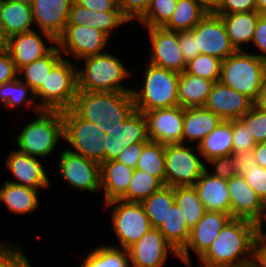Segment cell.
<instances>
[{"label":"cell","mask_w":266,"mask_h":267,"mask_svg":"<svg viewBox=\"0 0 266 267\" xmlns=\"http://www.w3.org/2000/svg\"><path fill=\"white\" fill-rule=\"evenodd\" d=\"M263 229L256 223L232 218L220 231L196 267H241L252 264L253 249Z\"/></svg>","instance_id":"1"},{"label":"cell","mask_w":266,"mask_h":267,"mask_svg":"<svg viewBox=\"0 0 266 267\" xmlns=\"http://www.w3.org/2000/svg\"><path fill=\"white\" fill-rule=\"evenodd\" d=\"M72 109L112 137L119 125L135 111V104L132 92L78 91Z\"/></svg>","instance_id":"2"},{"label":"cell","mask_w":266,"mask_h":267,"mask_svg":"<svg viewBox=\"0 0 266 267\" xmlns=\"http://www.w3.org/2000/svg\"><path fill=\"white\" fill-rule=\"evenodd\" d=\"M109 51L76 62L82 64L77 66L78 91L132 92L131 87L124 85L127 79L134 77L132 70L120 56Z\"/></svg>","instance_id":"3"},{"label":"cell","mask_w":266,"mask_h":267,"mask_svg":"<svg viewBox=\"0 0 266 267\" xmlns=\"http://www.w3.org/2000/svg\"><path fill=\"white\" fill-rule=\"evenodd\" d=\"M34 116L13 137L16 143L13 145L24 154L45 159L55 153L59 149L58 145L64 141L62 111L42 109L34 113Z\"/></svg>","instance_id":"4"},{"label":"cell","mask_w":266,"mask_h":267,"mask_svg":"<svg viewBox=\"0 0 266 267\" xmlns=\"http://www.w3.org/2000/svg\"><path fill=\"white\" fill-rule=\"evenodd\" d=\"M141 66L140 87L132 88L135 110L141 113L178 105V80L180 73L146 62Z\"/></svg>","instance_id":"5"},{"label":"cell","mask_w":266,"mask_h":267,"mask_svg":"<svg viewBox=\"0 0 266 267\" xmlns=\"http://www.w3.org/2000/svg\"><path fill=\"white\" fill-rule=\"evenodd\" d=\"M266 62L247 50H238L222 61L220 81L255 104L262 99Z\"/></svg>","instance_id":"6"},{"label":"cell","mask_w":266,"mask_h":267,"mask_svg":"<svg viewBox=\"0 0 266 267\" xmlns=\"http://www.w3.org/2000/svg\"><path fill=\"white\" fill-rule=\"evenodd\" d=\"M70 60L62 57L34 92L41 109L62 111L72 108L78 92V65Z\"/></svg>","instance_id":"7"},{"label":"cell","mask_w":266,"mask_h":267,"mask_svg":"<svg viewBox=\"0 0 266 267\" xmlns=\"http://www.w3.org/2000/svg\"><path fill=\"white\" fill-rule=\"evenodd\" d=\"M62 115L64 141L68 143L66 148L99 164L104 162L106 145L104 130L98 124L82 119L72 108L62 110Z\"/></svg>","instance_id":"8"},{"label":"cell","mask_w":266,"mask_h":267,"mask_svg":"<svg viewBox=\"0 0 266 267\" xmlns=\"http://www.w3.org/2000/svg\"><path fill=\"white\" fill-rule=\"evenodd\" d=\"M102 208L111 210V229L118 239L117 245H109L127 250L152 228L142 203L117 199L103 204Z\"/></svg>","instance_id":"9"},{"label":"cell","mask_w":266,"mask_h":267,"mask_svg":"<svg viewBox=\"0 0 266 267\" xmlns=\"http://www.w3.org/2000/svg\"><path fill=\"white\" fill-rule=\"evenodd\" d=\"M196 150V151H195ZM165 186H194L205 171L198 147L185 143L165 145Z\"/></svg>","instance_id":"10"},{"label":"cell","mask_w":266,"mask_h":267,"mask_svg":"<svg viewBox=\"0 0 266 267\" xmlns=\"http://www.w3.org/2000/svg\"><path fill=\"white\" fill-rule=\"evenodd\" d=\"M111 39L102 31L86 25H66L63 33L56 39L64 58L69 56L74 62L108 51ZM107 48V49H106ZM67 54V55H66Z\"/></svg>","instance_id":"11"},{"label":"cell","mask_w":266,"mask_h":267,"mask_svg":"<svg viewBox=\"0 0 266 267\" xmlns=\"http://www.w3.org/2000/svg\"><path fill=\"white\" fill-rule=\"evenodd\" d=\"M56 167L60 177L79 192L101 193L100 164L80 154L64 148L60 153Z\"/></svg>","instance_id":"12"},{"label":"cell","mask_w":266,"mask_h":267,"mask_svg":"<svg viewBox=\"0 0 266 267\" xmlns=\"http://www.w3.org/2000/svg\"><path fill=\"white\" fill-rule=\"evenodd\" d=\"M147 30L150 48L149 59L155 66L182 73L187 63L181 53L179 35L176 31H169L163 27L143 28Z\"/></svg>","instance_id":"13"},{"label":"cell","mask_w":266,"mask_h":267,"mask_svg":"<svg viewBox=\"0 0 266 267\" xmlns=\"http://www.w3.org/2000/svg\"><path fill=\"white\" fill-rule=\"evenodd\" d=\"M192 31L197 38L200 54H207L223 61L237 51L218 13H205Z\"/></svg>","instance_id":"14"},{"label":"cell","mask_w":266,"mask_h":267,"mask_svg":"<svg viewBox=\"0 0 266 267\" xmlns=\"http://www.w3.org/2000/svg\"><path fill=\"white\" fill-rule=\"evenodd\" d=\"M230 197L231 216L256 223L263 230L266 225V204L248 185L243 176H233L227 180Z\"/></svg>","instance_id":"15"},{"label":"cell","mask_w":266,"mask_h":267,"mask_svg":"<svg viewBox=\"0 0 266 267\" xmlns=\"http://www.w3.org/2000/svg\"><path fill=\"white\" fill-rule=\"evenodd\" d=\"M232 219L224 212L206 211L203 217L190 230L188 243L179 252V259L186 267L193 266L190 251L199 259L211 246L220 231Z\"/></svg>","instance_id":"16"},{"label":"cell","mask_w":266,"mask_h":267,"mask_svg":"<svg viewBox=\"0 0 266 267\" xmlns=\"http://www.w3.org/2000/svg\"><path fill=\"white\" fill-rule=\"evenodd\" d=\"M127 250L131 267H166L169 256L179 259V252L157 228H151Z\"/></svg>","instance_id":"17"},{"label":"cell","mask_w":266,"mask_h":267,"mask_svg":"<svg viewBox=\"0 0 266 267\" xmlns=\"http://www.w3.org/2000/svg\"><path fill=\"white\" fill-rule=\"evenodd\" d=\"M7 155L4 164L9 171L8 175L10 173L14 180L11 178L6 181L40 191L52 186L53 182L50 181L42 159L24 154L16 148L10 149Z\"/></svg>","instance_id":"18"},{"label":"cell","mask_w":266,"mask_h":267,"mask_svg":"<svg viewBox=\"0 0 266 267\" xmlns=\"http://www.w3.org/2000/svg\"><path fill=\"white\" fill-rule=\"evenodd\" d=\"M56 44L57 41L51 34L34 29L10 36L6 50L19 70L47 55Z\"/></svg>","instance_id":"19"},{"label":"cell","mask_w":266,"mask_h":267,"mask_svg":"<svg viewBox=\"0 0 266 267\" xmlns=\"http://www.w3.org/2000/svg\"><path fill=\"white\" fill-rule=\"evenodd\" d=\"M149 141L164 145L182 143L183 108L174 106L144 112Z\"/></svg>","instance_id":"20"},{"label":"cell","mask_w":266,"mask_h":267,"mask_svg":"<svg viewBox=\"0 0 266 267\" xmlns=\"http://www.w3.org/2000/svg\"><path fill=\"white\" fill-rule=\"evenodd\" d=\"M254 104L247 96L221 81H216L204 107L217 114L222 120H234L242 118Z\"/></svg>","instance_id":"21"},{"label":"cell","mask_w":266,"mask_h":267,"mask_svg":"<svg viewBox=\"0 0 266 267\" xmlns=\"http://www.w3.org/2000/svg\"><path fill=\"white\" fill-rule=\"evenodd\" d=\"M73 0H32V17L35 29L57 39L64 31Z\"/></svg>","instance_id":"22"},{"label":"cell","mask_w":266,"mask_h":267,"mask_svg":"<svg viewBox=\"0 0 266 267\" xmlns=\"http://www.w3.org/2000/svg\"><path fill=\"white\" fill-rule=\"evenodd\" d=\"M129 23L131 24L122 11L99 12L72 2L67 25H90L112 39V36L117 32L115 31L117 28L126 26Z\"/></svg>","instance_id":"23"},{"label":"cell","mask_w":266,"mask_h":267,"mask_svg":"<svg viewBox=\"0 0 266 267\" xmlns=\"http://www.w3.org/2000/svg\"><path fill=\"white\" fill-rule=\"evenodd\" d=\"M221 121L217 114L204 106L183 108L182 143L197 146Z\"/></svg>","instance_id":"24"},{"label":"cell","mask_w":266,"mask_h":267,"mask_svg":"<svg viewBox=\"0 0 266 267\" xmlns=\"http://www.w3.org/2000/svg\"><path fill=\"white\" fill-rule=\"evenodd\" d=\"M194 187L206 211L224 212L231 215L226 179L212 176L205 170L196 181Z\"/></svg>","instance_id":"25"},{"label":"cell","mask_w":266,"mask_h":267,"mask_svg":"<svg viewBox=\"0 0 266 267\" xmlns=\"http://www.w3.org/2000/svg\"><path fill=\"white\" fill-rule=\"evenodd\" d=\"M134 169L115 160L100 164L103 204L121 199L128 190Z\"/></svg>","instance_id":"26"},{"label":"cell","mask_w":266,"mask_h":267,"mask_svg":"<svg viewBox=\"0 0 266 267\" xmlns=\"http://www.w3.org/2000/svg\"><path fill=\"white\" fill-rule=\"evenodd\" d=\"M259 15L257 11L220 14L227 35L237 51L250 50Z\"/></svg>","instance_id":"27"},{"label":"cell","mask_w":266,"mask_h":267,"mask_svg":"<svg viewBox=\"0 0 266 267\" xmlns=\"http://www.w3.org/2000/svg\"><path fill=\"white\" fill-rule=\"evenodd\" d=\"M0 185V202L15 215L32 214L41 206L39 190L20 186L8 181Z\"/></svg>","instance_id":"28"},{"label":"cell","mask_w":266,"mask_h":267,"mask_svg":"<svg viewBox=\"0 0 266 267\" xmlns=\"http://www.w3.org/2000/svg\"><path fill=\"white\" fill-rule=\"evenodd\" d=\"M0 107L9 110L8 113L22 108L28 112L31 107L33 113L42 110L37 104L34 91L19 78L0 85Z\"/></svg>","instance_id":"29"},{"label":"cell","mask_w":266,"mask_h":267,"mask_svg":"<svg viewBox=\"0 0 266 267\" xmlns=\"http://www.w3.org/2000/svg\"><path fill=\"white\" fill-rule=\"evenodd\" d=\"M214 83L212 80L183 71L178 80V106L182 108L203 107Z\"/></svg>","instance_id":"30"},{"label":"cell","mask_w":266,"mask_h":267,"mask_svg":"<svg viewBox=\"0 0 266 267\" xmlns=\"http://www.w3.org/2000/svg\"><path fill=\"white\" fill-rule=\"evenodd\" d=\"M233 120H222L198 145L204 162L232 154Z\"/></svg>","instance_id":"31"},{"label":"cell","mask_w":266,"mask_h":267,"mask_svg":"<svg viewBox=\"0 0 266 267\" xmlns=\"http://www.w3.org/2000/svg\"><path fill=\"white\" fill-rule=\"evenodd\" d=\"M0 14L9 36L35 29L32 8L29 3L1 0Z\"/></svg>","instance_id":"32"},{"label":"cell","mask_w":266,"mask_h":267,"mask_svg":"<svg viewBox=\"0 0 266 267\" xmlns=\"http://www.w3.org/2000/svg\"><path fill=\"white\" fill-rule=\"evenodd\" d=\"M82 258L79 267H131L128 250L108 243L92 247Z\"/></svg>","instance_id":"33"},{"label":"cell","mask_w":266,"mask_h":267,"mask_svg":"<svg viewBox=\"0 0 266 267\" xmlns=\"http://www.w3.org/2000/svg\"><path fill=\"white\" fill-rule=\"evenodd\" d=\"M63 57L56 45L47 55L21 67L18 78L26 83L34 92L45 82L52 67Z\"/></svg>","instance_id":"34"},{"label":"cell","mask_w":266,"mask_h":267,"mask_svg":"<svg viewBox=\"0 0 266 267\" xmlns=\"http://www.w3.org/2000/svg\"><path fill=\"white\" fill-rule=\"evenodd\" d=\"M158 229L178 252L188 243L191 229L187 226L183 213L176 203L172 205Z\"/></svg>","instance_id":"35"},{"label":"cell","mask_w":266,"mask_h":267,"mask_svg":"<svg viewBox=\"0 0 266 267\" xmlns=\"http://www.w3.org/2000/svg\"><path fill=\"white\" fill-rule=\"evenodd\" d=\"M174 203V187L165 185L142 202L152 228L162 225Z\"/></svg>","instance_id":"36"},{"label":"cell","mask_w":266,"mask_h":267,"mask_svg":"<svg viewBox=\"0 0 266 267\" xmlns=\"http://www.w3.org/2000/svg\"><path fill=\"white\" fill-rule=\"evenodd\" d=\"M205 13L195 0H178L173 15L163 28L176 32L192 30Z\"/></svg>","instance_id":"37"},{"label":"cell","mask_w":266,"mask_h":267,"mask_svg":"<svg viewBox=\"0 0 266 267\" xmlns=\"http://www.w3.org/2000/svg\"><path fill=\"white\" fill-rule=\"evenodd\" d=\"M175 203L183 213L187 226L192 229L203 217L206 209L194 186L174 187Z\"/></svg>","instance_id":"38"},{"label":"cell","mask_w":266,"mask_h":267,"mask_svg":"<svg viewBox=\"0 0 266 267\" xmlns=\"http://www.w3.org/2000/svg\"><path fill=\"white\" fill-rule=\"evenodd\" d=\"M164 163L165 145L154 141H148L143 145L142 153L135 169L145 171L165 185Z\"/></svg>","instance_id":"39"},{"label":"cell","mask_w":266,"mask_h":267,"mask_svg":"<svg viewBox=\"0 0 266 267\" xmlns=\"http://www.w3.org/2000/svg\"><path fill=\"white\" fill-rule=\"evenodd\" d=\"M115 140L122 146L128 147L131 144L148 142L147 120L144 113L134 111L113 134Z\"/></svg>","instance_id":"40"},{"label":"cell","mask_w":266,"mask_h":267,"mask_svg":"<svg viewBox=\"0 0 266 267\" xmlns=\"http://www.w3.org/2000/svg\"><path fill=\"white\" fill-rule=\"evenodd\" d=\"M164 186L157 178L142 170L134 169L127 193L121 200L142 203Z\"/></svg>","instance_id":"41"},{"label":"cell","mask_w":266,"mask_h":267,"mask_svg":"<svg viewBox=\"0 0 266 267\" xmlns=\"http://www.w3.org/2000/svg\"><path fill=\"white\" fill-rule=\"evenodd\" d=\"M178 0H151L144 15L137 21L142 28L163 27L176 9Z\"/></svg>","instance_id":"42"},{"label":"cell","mask_w":266,"mask_h":267,"mask_svg":"<svg viewBox=\"0 0 266 267\" xmlns=\"http://www.w3.org/2000/svg\"><path fill=\"white\" fill-rule=\"evenodd\" d=\"M222 60L207 54H198L187 63L186 72L203 79L220 81Z\"/></svg>","instance_id":"43"},{"label":"cell","mask_w":266,"mask_h":267,"mask_svg":"<svg viewBox=\"0 0 266 267\" xmlns=\"http://www.w3.org/2000/svg\"><path fill=\"white\" fill-rule=\"evenodd\" d=\"M240 120L252 134L256 144L266 141V109L258 103L254 104Z\"/></svg>","instance_id":"44"},{"label":"cell","mask_w":266,"mask_h":267,"mask_svg":"<svg viewBox=\"0 0 266 267\" xmlns=\"http://www.w3.org/2000/svg\"><path fill=\"white\" fill-rule=\"evenodd\" d=\"M205 170L212 176L226 180L231 179L237 175L234 165V155L229 154L210 159L206 162Z\"/></svg>","instance_id":"45"},{"label":"cell","mask_w":266,"mask_h":267,"mask_svg":"<svg viewBox=\"0 0 266 267\" xmlns=\"http://www.w3.org/2000/svg\"><path fill=\"white\" fill-rule=\"evenodd\" d=\"M233 144L232 154H237L243 150L255 148L256 142L248 132L247 127L240 119L233 120Z\"/></svg>","instance_id":"46"},{"label":"cell","mask_w":266,"mask_h":267,"mask_svg":"<svg viewBox=\"0 0 266 267\" xmlns=\"http://www.w3.org/2000/svg\"><path fill=\"white\" fill-rule=\"evenodd\" d=\"M243 177L266 204V169L259 165H253V167L246 170V174Z\"/></svg>","instance_id":"47"},{"label":"cell","mask_w":266,"mask_h":267,"mask_svg":"<svg viewBox=\"0 0 266 267\" xmlns=\"http://www.w3.org/2000/svg\"><path fill=\"white\" fill-rule=\"evenodd\" d=\"M151 0H118L117 5L131 22H137L146 12Z\"/></svg>","instance_id":"48"},{"label":"cell","mask_w":266,"mask_h":267,"mask_svg":"<svg viewBox=\"0 0 266 267\" xmlns=\"http://www.w3.org/2000/svg\"><path fill=\"white\" fill-rule=\"evenodd\" d=\"M249 52L266 62V15H259ZM254 48V50H253ZM256 49V51H255Z\"/></svg>","instance_id":"49"},{"label":"cell","mask_w":266,"mask_h":267,"mask_svg":"<svg viewBox=\"0 0 266 267\" xmlns=\"http://www.w3.org/2000/svg\"><path fill=\"white\" fill-rule=\"evenodd\" d=\"M178 35L181 53L183 54L186 63H188L200 54L197 38L192 30L179 31Z\"/></svg>","instance_id":"50"},{"label":"cell","mask_w":266,"mask_h":267,"mask_svg":"<svg viewBox=\"0 0 266 267\" xmlns=\"http://www.w3.org/2000/svg\"><path fill=\"white\" fill-rule=\"evenodd\" d=\"M18 78V70L9 52L3 49L0 52V85Z\"/></svg>","instance_id":"51"},{"label":"cell","mask_w":266,"mask_h":267,"mask_svg":"<svg viewBox=\"0 0 266 267\" xmlns=\"http://www.w3.org/2000/svg\"><path fill=\"white\" fill-rule=\"evenodd\" d=\"M257 0H224L218 14L256 11Z\"/></svg>","instance_id":"52"},{"label":"cell","mask_w":266,"mask_h":267,"mask_svg":"<svg viewBox=\"0 0 266 267\" xmlns=\"http://www.w3.org/2000/svg\"><path fill=\"white\" fill-rule=\"evenodd\" d=\"M145 143L146 142H140L125 147V149L121 152V154L118 155L115 161L122 163L132 169H135L138 159L142 153L143 145Z\"/></svg>","instance_id":"53"},{"label":"cell","mask_w":266,"mask_h":267,"mask_svg":"<svg viewBox=\"0 0 266 267\" xmlns=\"http://www.w3.org/2000/svg\"><path fill=\"white\" fill-rule=\"evenodd\" d=\"M233 155L236 173L239 176H244L247 169L257 165V161L254 158V148L246 149Z\"/></svg>","instance_id":"54"},{"label":"cell","mask_w":266,"mask_h":267,"mask_svg":"<svg viewBox=\"0 0 266 267\" xmlns=\"http://www.w3.org/2000/svg\"><path fill=\"white\" fill-rule=\"evenodd\" d=\"M77 5L94 11H121L116 0H73Z\"/></svg>","instance_id":"55"},{"label":"cell","mask_w":266,"mask_h":267,"mask_svg":"<svg viewBox=\"0 0 266 267\" xmlns=\"http://www.w3.org/2000/svg\"><path fill=\"white\" fill-rule=\"evenodd\" d=\"M252 266L266 267V234L264 232H262L255 241Z\"/></svg>","instance_id":"56"},{"label":"cell","mask_w":266,"mask_h":267,"mask_svg":"<svg viewBox=\"0 0 266 267\" xmlns=\"http://www.w3.org/2000/svg\"><path fill=\"white\" fill-rule=\"evenodd\" d=\"M23 247L7 239L0 241V267H4Z\"/></svg>","instance_id":"57"},{"label":"cell","mask_w":266,"mask_h":267,"mask_svg":"<svg viewBox=\"0 0 266 267\" xmlns=\"http://www.w3.org/2000/svg\"><path fill=\"white\" fill-rule=\"evenodd\" d=\"M115 136L112 137L105 134L106 145H105V161L116 160L119 154L125 149L119 142L115 140Z\"/></svg>","instance_id":"58"},{"label":"cell","mask_w":266,"mask_h":267,"mask_svg":"<svg viewBox=\"0 0 266 267\" xmlns=\"http://www.w3.org/2000/svg\"><path fill=\"white\" fill-rule=\"evenodd\" d=\"M22 248L4 267H33Z\"/></svg>","instance_id":"59"},{"label":"cell","mask_w":266,"mask_h":267,"mask_svg":"<svg viewBox=\"0 0 266 267\" xmlns=\"http://www.w3.org/2000/svg\"><path fill=\"white\" fill-rule=\"evenodd\" d=\"M200 7L207 13H217L224 0H195Z\"/></svg>","instance_id":"60"},{"label":"cell","mask_w":266,"mask_h":267,"mask_svg":"<svg viewBox=\"0 0 266 267\" xmlns=\"http://www.w3.org/2000/svg\"><path fill=\"white\" fill-rule=\"evenodd\" d=\"M254 158L257 161V165L266 169V141L256 144Z\"/></svg>","instance_id":"61"},{"label":"cell","mask_w":266,"mask_h":267,"mask_svg":"<svg viewBox=\"0 0 266 267\" xmlns=\"http://www.w3.org/2000/svg\"><path fill=\"white\" fill-rule=\"evenodd\" d=\"M0 11H1V0H0ZM10 36L7 33L4 22L2 21L0 14V47L2 49H6L9 43Z\"/></svg>","instance_id":"62"},{"label":"cell","mask_w":266,"mask_h":267,"mask_svg":"<svg viewBox=\"0 0 266 267\" xmlns=\"http://www.w3.org/2000/svg\"><path fill=\"white\" fill-rule=\"evenodd\" d=\"M256 11L260 15H266V0H257V8Z\"/></svg>","instance_id":"63"},{"label":"cell","mask_w":266,"mask_h":267,"mask_svg":"<svg viewBox=\"0 0 266 267\" xmlns=\"http://www.w3.org/2000/svg\"><path fill=\"white\" fill-rule=\"evenodd\" d=\"M258 104L261 105L264 109H266V77H265L264 87L262 91V99Z\"/></svg>","instance_id":"64"},{"label":"cell","mask_w":266,"mask_h":267,"mask_svg":"<svg viewBox=\"0 0 266 267\" xmlns=\"http://www.w3.org/2000/svg\"><path fill=\"white\" fill-rule=\"evenodd\" d=\"M13 1H21V2H26V3H29V4L32 3V0H13Z\"/></svg>","instance_id":"65"},{"label":"cell","mask_w":266,"mask_h":267,"mask_svg":"<svg viewBox=\"0 0 266 267\" xmlns=\"http://www.w3.org/2000/svg\"><path fill=\"white\" fill-rule=\"evenodd\" d=\"M193 267V266H191ZM241 267H253L252 264H248V265H245V266H241Z\"/></svg>","instance_id":"66"}]
</instances>
